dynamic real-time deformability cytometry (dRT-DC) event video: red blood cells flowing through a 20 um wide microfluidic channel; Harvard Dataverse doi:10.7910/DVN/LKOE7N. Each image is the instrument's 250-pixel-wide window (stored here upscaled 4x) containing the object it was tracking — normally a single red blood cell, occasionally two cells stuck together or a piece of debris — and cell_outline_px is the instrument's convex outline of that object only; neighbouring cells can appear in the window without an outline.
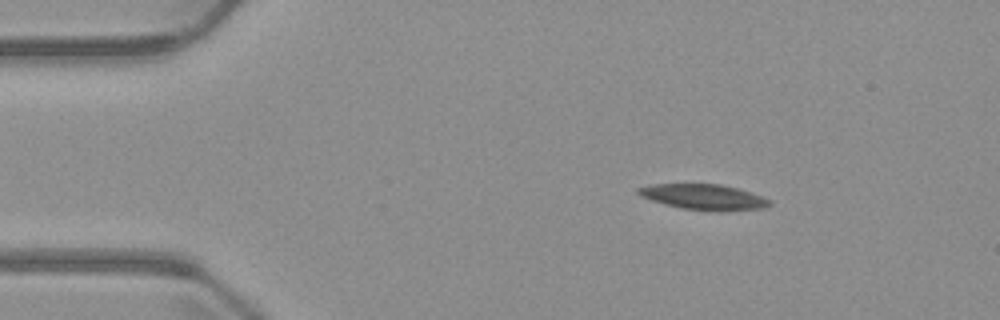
{"species": "common noctule bat (a hibernating species)", "species_latin": "Nyctalus noctula", "temperature_condition": "warm", "stored_images_in_passage": 5, "camera_frame_rate_fps": 3000, "um_per_image_px": 0.085, "animal": {"sex": "male", "body_mass_g": 23.1, "forearm_length_mm": 52.7}, "frame": {"image": 1, "passage_image": 3, "time_ms": 2.333, "image_size_px": [1000, 320], "cell_outline_px": [[772, 204], [764, 208], [720, 212], [716, 212], [680, 208], [664, 204], [640, 196], [636, 192], [636, 188], [648, 184], [720, 184], [752, 192], [772, 200]], "centroid_in_image_um": [59.83, 16.75], "position_along_channel_um": 25.2, "area_um2": 19.88}}